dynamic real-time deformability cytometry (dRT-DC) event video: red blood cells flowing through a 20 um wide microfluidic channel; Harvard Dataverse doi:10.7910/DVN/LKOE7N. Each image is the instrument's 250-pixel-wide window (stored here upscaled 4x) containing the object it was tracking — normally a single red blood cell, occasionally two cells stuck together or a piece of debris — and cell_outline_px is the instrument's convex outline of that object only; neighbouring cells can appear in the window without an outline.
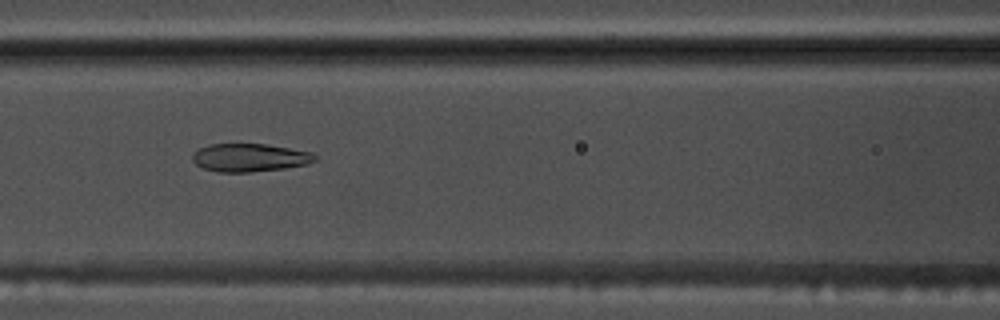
{"species": "common noctule bat (a hibernating species)", "species_latin": "Nyctalus noctula", "temperature_condition": "warm", "stored_images_in_passage": 29, "camera_frame_rate_fps": 3000, "um_per_image_px": 0.085, "animal": {"sex": "male", "body_mass_g": 17.5, "forearm_length_mm": 52.3}, "frame": {"image": 1, "passage_image": 8, "time_ms": 2.333, "image_size_px": [1000, 320], "cell_outline_px": [[316, 160], [308, 164], [284, 168], [252, 172], [220, 172], [204, 168], [196, 164], [192, 160], [192, 156], [200, 148], [208, 144], [264, 144], [312, 152], [316, 156]], "centroid_in_image_um": [21.23, 13.4], "position_along_channel_um": 145.4, "area_um2": 19.88}}
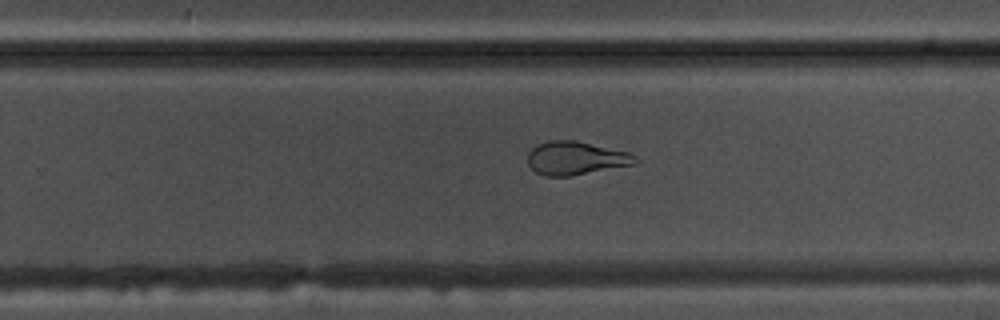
{"frame": {"image": 2, "passage_image": 19, "time_ms": 6.0, "image_size_px": [1000, 320], "cell_outline_px": [[640, 160], [636, 164], [572, 176], [544, 176], [536, 172], [528, 164], [528, 152], [536, 144], [548, 140], [576, 140], [628, 152], [636, 156]], "centroid_in_image_um": [48.95, 13.44], "position_along_channel_um": 280.9, "area_um2": 21.15}}
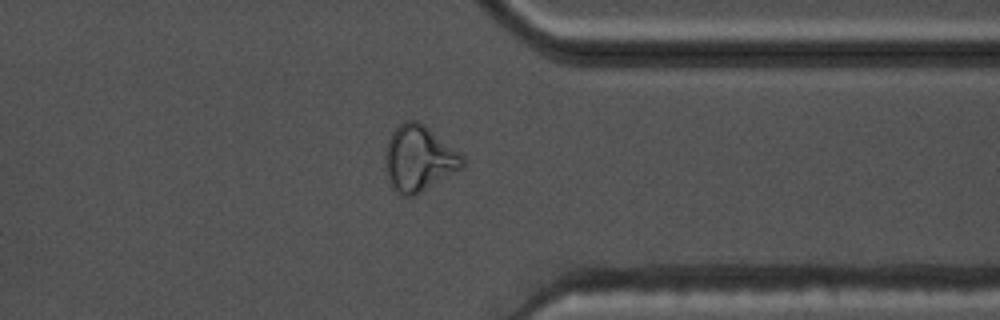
{"frame": {"image": 3, "passage_image": 27, "time_ms": 8.667, "image_size_px": [1000, 320], "cell_outline_px": [[464, 168], [416, 196], [404, 196], [392, 188], [388, 180], [384, 156], [384, 152], [388, 140], [392, 132], [404, 120], [416, 120], [424, 124], [460, 152], [464, 156]], "centroid_in_image_um": [35.62, 13.49], "position_along_channel_um": 375.8, "area_um2": 30.06}}